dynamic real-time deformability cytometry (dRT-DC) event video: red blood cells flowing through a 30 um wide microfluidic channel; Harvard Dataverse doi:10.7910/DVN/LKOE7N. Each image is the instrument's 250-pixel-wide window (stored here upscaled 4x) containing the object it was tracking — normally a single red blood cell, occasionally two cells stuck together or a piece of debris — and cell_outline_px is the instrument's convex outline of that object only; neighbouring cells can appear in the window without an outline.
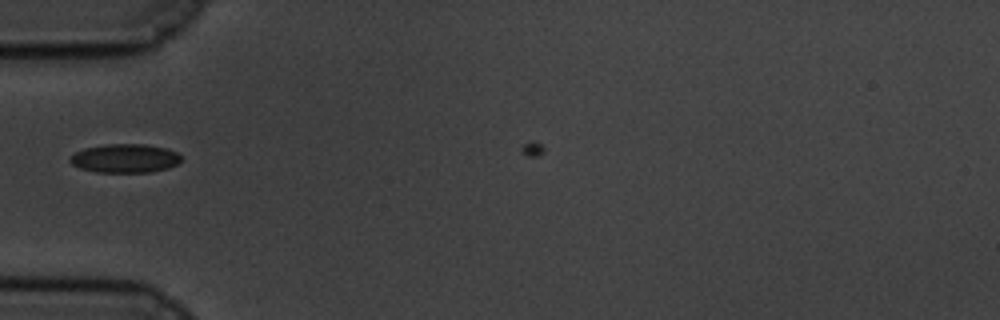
{"species": "common noctule bat (a hibernating species)", "species_latin": "Nyctalus noctula", "temperature_condition": "cold", "stored_images_in_passage": 2, "camera_frame_rate_fps": 3000, "um_per_image_px": 0.085, "animal": {"sex": "male", "body_mass_g": 19.5, "forearm_length_mm": 54.6}, "frame": {"image": 1, "passage_image": 1, "time_ms": 0.0, "image_size_px": [1000, 320], "cell_outline_px": [[180, 160], [176, 164], [168, 168], [152, 172], [96, 172], [80, 168], [72, 164], [68, 160], [76, 152], [84, 148], [108, 144], [144, 144], [168, 148], [176, 152], [180, 156]], "centroid_in_image_um": [10.62, 13.46], "position_along_channel_um": 74.4, "area_um2": 18.55}}